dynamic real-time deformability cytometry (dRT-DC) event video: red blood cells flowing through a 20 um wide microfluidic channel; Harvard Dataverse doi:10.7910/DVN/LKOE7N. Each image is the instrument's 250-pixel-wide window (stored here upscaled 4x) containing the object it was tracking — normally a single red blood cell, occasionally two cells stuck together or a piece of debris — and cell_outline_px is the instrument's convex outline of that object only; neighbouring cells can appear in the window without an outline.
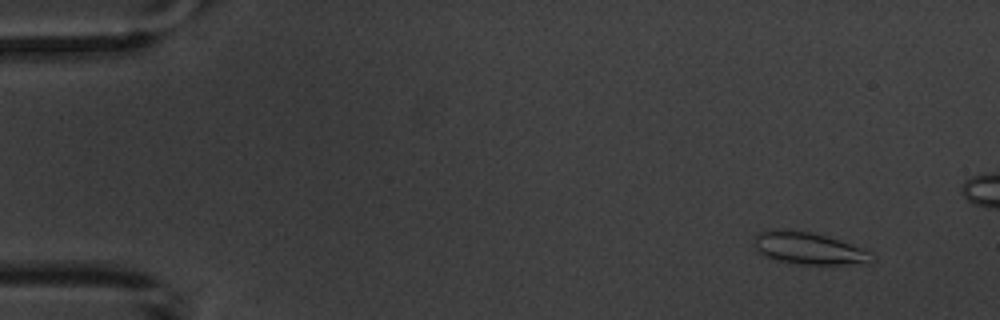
{"species": "common noctule bat (a hibernating species)", "species_latin": "Nyctalus noctula", "temperature_condition": "warm", "stored_images_in_passage": 7, "camera_frame_rate_fps": 3000, "um_per_image_px": 0.085, "animal": {"sex": "male", "body_mass_g": 20.1, "forearm_length_mm": 53.5}, "frame": {"image": 1, "passage_image": 2, "time_ms": 1.333, "image_size_px": [1000, 320], "cell_outline_px": [[876, 260], [868, 264], [796, 264], [780, 260], [756, 252], [756, 236], [760, 232], [768, 228], [784, 228], [808, 232], [824, 236], [860, 248], [876, 256]], "centroid_in_image_um": [68.74, 21.11], "position_along_channel_um": 16.3, "area_um2": 21.73}}